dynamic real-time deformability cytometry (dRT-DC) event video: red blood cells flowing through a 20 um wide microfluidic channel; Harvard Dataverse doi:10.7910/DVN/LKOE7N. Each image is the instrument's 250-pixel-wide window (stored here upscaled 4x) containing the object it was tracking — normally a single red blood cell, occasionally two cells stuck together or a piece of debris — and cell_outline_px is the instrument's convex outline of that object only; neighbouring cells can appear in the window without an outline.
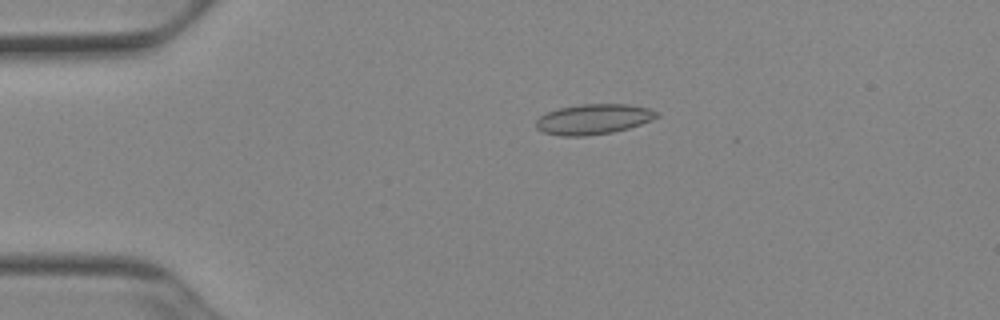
{"species": "Egyptian fruit bat (a non-hibernating species)", "species_latin": "Rousettus aegyptiacus", "temperature_condition": "cold", "stored_images_in_passage": 51, "camera_frame_rate_fps": 3000, "um_per_image_px": 0.085, "animal": {"sex": "female"}, "frame": {"image": 1, "passage_image": 11, "time_ms": 3.333, "image_size_px": [1000, 320], "cell_outline_px": [[660, 116], [652, 120], [628, 128], [612, 132], [584, 136], [564, 136], [544, 132], [536, 128], [536, 120], [540, 116], [548, 112], [560, 108], [580, 104], [628, 104], [648, 108], [660, 112]], "centroid_in_image_um": [50.48, 10.12], "position_along_channel_um": 34.5, "area_um2": 21.21}}
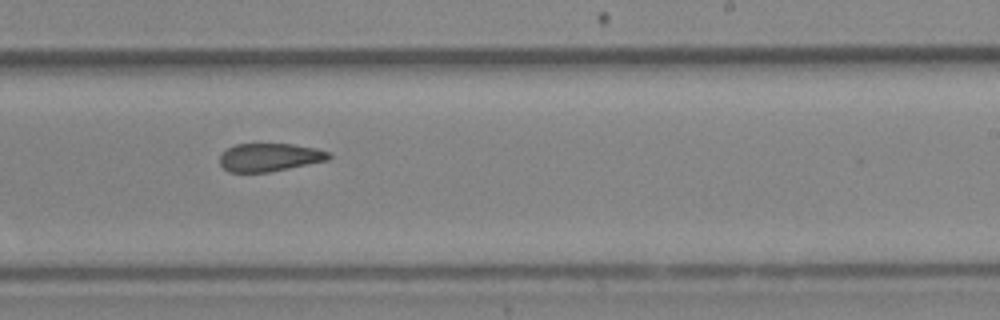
{"frame": {"image": 2, "passage_image": 32, "time_ms": 10.333, "image_size_px": [1000, 320], "cell_outline_px": [[332, 156], [328, 160], [272, 172], [228, 172], [220, 164], [220, 156], [228, 148], [236, 144], [292, 144], [316, 148], [332, 152]], "centroid_in_image_um": [22.96, 13.37], "position_along_channel_um": 266.0, "area_um2": 17.98}}
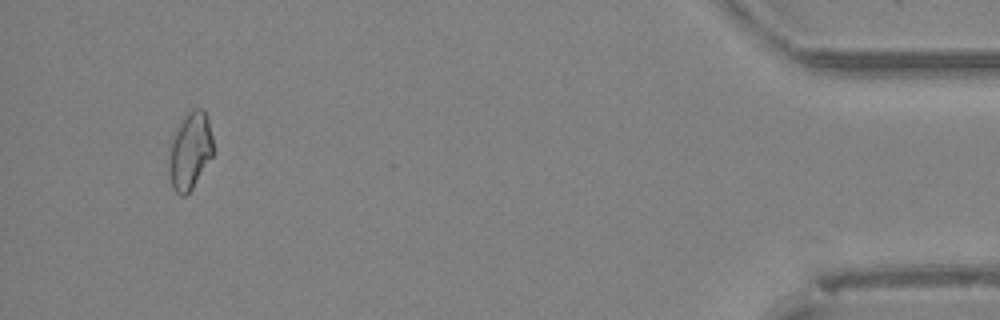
{"frame": {"image": 3, "passage_image": 49, "time_ms": 16.0, "image_size_px": [1000, 320], "cell_outline_px": [[212, 156], [192, 188], [184, 196], [180, 196], [172, 188], [168, 172], [168, 144], [172, 136], [184, 116], [188, 112], [196, 108], [204, 108], [208, 120], [212, 136]], "centroid_in_image_um": [16.1, 12.82], "position_along_channel_um": 419.1, "area_um2": 20.06}, "authors_computed_cell_mechanics": {"area_um2": 19.8254, "velocity_mm_per_s": 3.936, "shape_relaxation_time_tau1_ms": null, "shape_relaxation_time_tau2_ms": 2.8094, "deformation_change_tau1": null, "deformation_change_tau2": 0.0822}}